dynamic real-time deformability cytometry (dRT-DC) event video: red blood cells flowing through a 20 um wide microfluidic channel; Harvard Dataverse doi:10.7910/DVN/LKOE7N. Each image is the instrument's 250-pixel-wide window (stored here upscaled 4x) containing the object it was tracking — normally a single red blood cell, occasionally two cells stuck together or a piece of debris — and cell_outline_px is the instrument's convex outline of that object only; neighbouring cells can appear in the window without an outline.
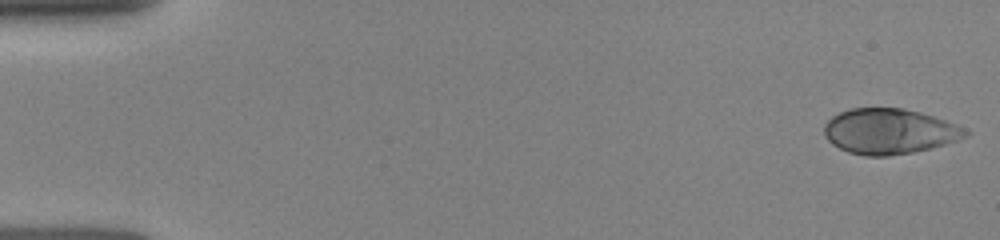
{"species": "human", "species_latin": "Homo sapiens", "temperature_condition": "room temperature", "stored_images_in_passage": 26, "camera_frame_rate_fps": 3000, "um_per_image_px": 0.085, "donor": {"sex": "female"}, "frame": {"image": 1, "passage_image": 1, "time_ms": 0.0, "image_size_px": [1000, 240], "cell_outline_px": [[972, 132], [968, 136], [960, 140], [932, 148], [912, 152], [888, 156], [864, 156], [848, 152], [832, 144], [824, 136], [824, 124], [832, 116], [840, 112], [852, 108], [904, 108], [920, 112], [956, 124]], "centroid_in_image_um": [75.61, 11.17], "position_along_channel_um": 9.4, "area_um2": 37.57}}
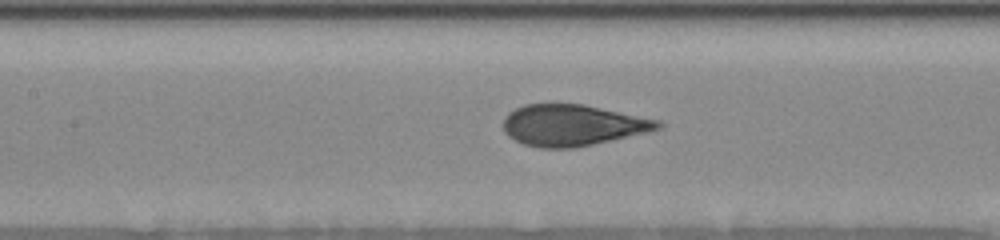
{"frame": {"image": 2, "passage_image": 15, "time_ms": 7.0, "image_size_px": [1000, 240], "cell_outline_px": [[664, 124], [660, 128], [648, 132], [592, 144], [572, 148], [540, 148], [524, 144], [508, 136], [504, 132], [504, 116], [508, 112], [524, 104], [552, 100], [584, 104], [660, 120]], "centroid_in_image_um": [48.62, 10.59], "position_along_channel_um": 158.8, "area_um2": 37.97}}
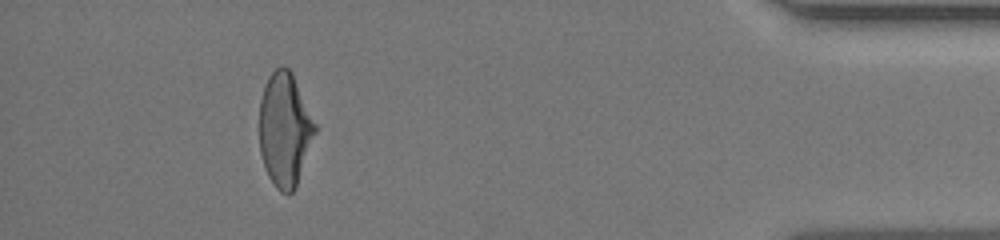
{"frame": {"image": 3, "passage_image": 25, "time_ms": 14.333, "image_size_px": [1000, 240], "cell_outline_px": [[320, 128], [296, 188], [288, 196], [280, 192], [276, 188], [268, 176], [260, 152], [260, 100], [268, 76], [280, 64], [284, 64], [292, 72]], "centroid_in_image_um": [24.27, 11.02], "position_along_channel_um": 410.9, "area_um2": 38.03}}